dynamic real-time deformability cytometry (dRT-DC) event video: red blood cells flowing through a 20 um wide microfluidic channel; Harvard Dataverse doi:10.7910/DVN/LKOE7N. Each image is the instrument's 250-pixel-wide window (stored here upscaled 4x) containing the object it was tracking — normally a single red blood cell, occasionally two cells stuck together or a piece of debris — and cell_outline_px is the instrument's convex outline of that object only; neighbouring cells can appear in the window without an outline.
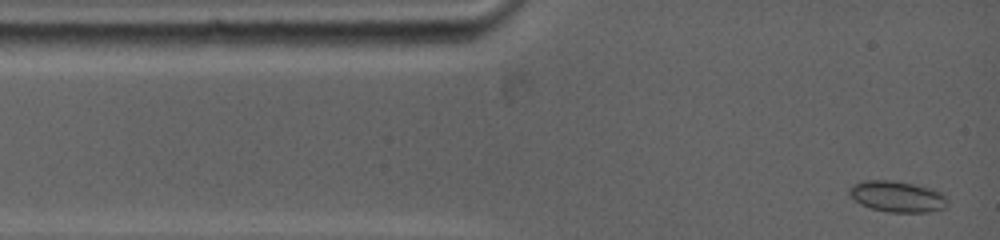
{"species": "common noctule bat (a hibernating species)", "species_latin": "Nyctalus noctula", "temperature_condition": "warm", "stored_images_in_passage": 38, "camera_frame_rate_fps": 5000, "um_per_image_px": 0.085, "animal": {"sex": "female", "body_mass_g": 19.0, "forearm_length_mm": 53.3}, "frame": {"image": 1, "passage_image": 1, "time_ms": 0.0, "image_size_px": [1000, 240], "cell_outline_px": [[948, 204], [944, 208], [928, 212], [888, 212], [872, 208], [860, 204], [848, 196], [848, 188], [852, 184], [860, 180], [892, 180], [932, 188], [940, 192], [948, 200]], "centroid_in_image_um": [76.21, 16.69], "position_along_channel_um": 8.8, "area_um2": 17.98}}
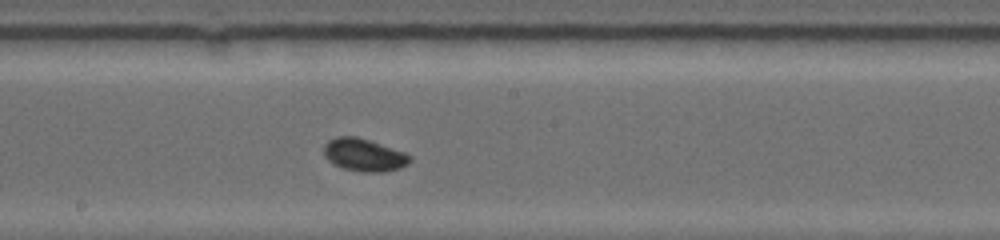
{"frame": {"image": 2, "passage_image": 22, "time_ms": 6.4, "image_size_px": [1000, 240], "cell_outline_px": [[412, 160], [408, 164], [400, 168], [384, 172], [360, 172], [344, 168], [332, 164], [324, 156], [324, 144], [328, 140], [336, 136], [356, 136], [404, 152], [412, 156]], "centroid_in_image_um": [30.93, 13.17], "position_along_channel_um": 217.3, "area_um2": 16.47}}
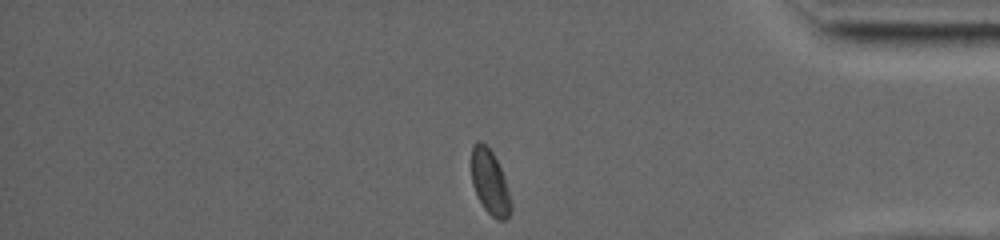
{"frame": {"image": 3, "passage_image": 38, "time_ms": 11.6, "image_size_px": [1000, 240], "cell_outline_px": [[512, 212], [504, 220], [496, 220], [484, 208], [472, 184], [472, 144], [476, 140], [480, 140], [492, 152], [504, 176], [512, 204]], "centroid_in_image_um": [41.65, 15.5], "position_along_channel_um": 393.5, "area_um2": 14.74}, "authors_computed_cell_mechanics": {"area_um2": 15.6638, "velocity_mm_per_s": 3.8997, "shape_relaxation_time_tau1_ms": 5.4201, "shape_relaxation_time_tau2_ms": null, "deformation_change_tau1": 0.1018, "deformation_change_tau2": null}}